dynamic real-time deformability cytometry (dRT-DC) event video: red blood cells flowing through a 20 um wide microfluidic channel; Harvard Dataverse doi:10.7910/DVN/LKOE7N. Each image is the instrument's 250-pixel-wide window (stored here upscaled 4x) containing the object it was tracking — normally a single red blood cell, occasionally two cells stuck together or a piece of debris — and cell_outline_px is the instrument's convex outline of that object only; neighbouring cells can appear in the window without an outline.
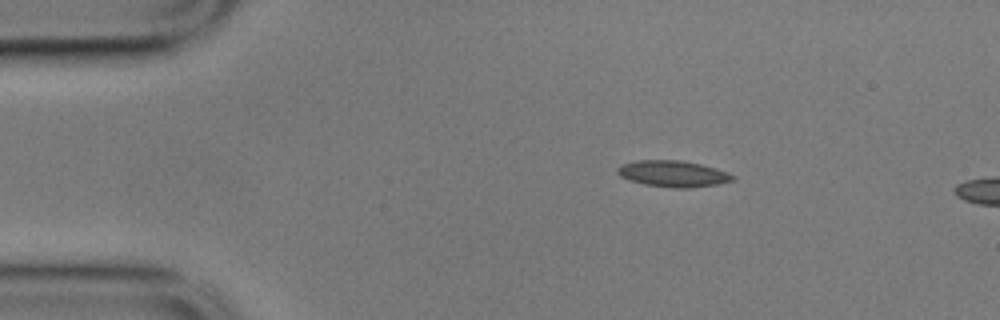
{"species": "common noctule bat (a hibernating species)", "species_latin": "Nyctalus noctula", "temperature_condition": "cold", "stored_images_in_passage": 5, "camera_frame_rate_fps": 3000, "um_per_image_px": 0.085, "animal": {"sex": "male", "body_mass_g": 17.9}, "frame": {"image": 1, "passage_image": 1, "time_ms": 0.0, "image_size_px": [1000, 320], "cell_outline_px": [[736, 180], [716, 184], [688, 188], [676, 188], [644, 184], [628, 180], [620, 176], [616, 172], [616, 168], [620, 164], [636, 160], [680, 160], [700, 164], [716, 168], [728, 172], [736, 176]], "centroid_in_image_um": [57.19, 14.76], "position_along_channel_um": 27.8, "area_um2": 17.8}}